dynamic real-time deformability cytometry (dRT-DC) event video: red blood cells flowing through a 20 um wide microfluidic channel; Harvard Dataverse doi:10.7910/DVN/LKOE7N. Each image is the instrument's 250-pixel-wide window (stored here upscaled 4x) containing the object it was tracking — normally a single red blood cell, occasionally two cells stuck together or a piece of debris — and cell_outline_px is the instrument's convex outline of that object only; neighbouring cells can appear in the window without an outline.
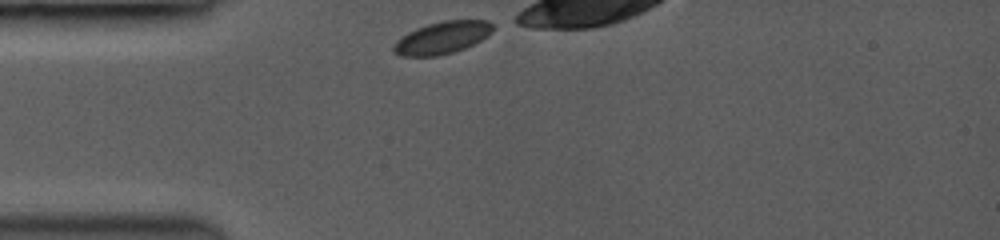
{"species": "common noctule bat (a hibernating species)", "species_latin": "Nyctalus noctula", "temperature_condition": "room temperature", "stored_images_in_passage": 5, "camera_frame_rate_fps": 3500, "um_per_image_px": 0.085, "animal": {"sex": "female", "body_mass_g": 19.0, "forearm_length_mm": 53.3}, "frame": {"image": 1, "passage_image": 1, "time_ms": 0.0, "image_size_px": [1000, 240], "cell_outline_px": [[496, 24], [492, 32], [480, 40], [464, 48], [452, 52], [436, 56], [400, 56], [392, 52], [392, 44], [396, 40], [408, 32], [416, 28], [428, 24], [444, 20], [488, 20]], "centroid_in_image_um": [37.56, 3.2], "position_along_channel_um": 47.4, "area_um2": 18.79}}